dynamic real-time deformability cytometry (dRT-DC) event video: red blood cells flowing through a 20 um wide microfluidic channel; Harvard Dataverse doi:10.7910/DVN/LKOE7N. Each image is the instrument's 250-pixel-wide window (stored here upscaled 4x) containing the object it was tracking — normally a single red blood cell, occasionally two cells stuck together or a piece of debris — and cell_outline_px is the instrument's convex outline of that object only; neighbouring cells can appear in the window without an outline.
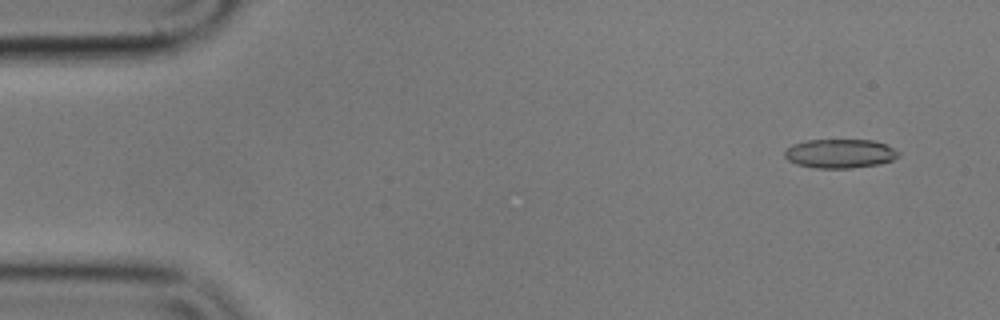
{"species": "common noctule bat (a hibernating species)", "species_latin": "Nyctalus noctula", "temperature_condition": "cold", "stored_images_in_passage": 54, "camera_frame_rate_fps": 3000, "um_per_image_px": 0.085, "animal": {"sex": "male", "body_mass_g": 17.9}, "frame": {"image": 1, "passage_image": 3, "time_ms": 0.667, "image_size_px": [1000, 320], "cell_outline_px": [[900, 156], [892, 160], [880, 164], [852, 168], [816, 168], [796, 164], [788, 160], [784, 156], [784, 152], [792, 144], [808, 140], [872, 140], [884, 144], [900, 152]], "centroid_in_image_um": [71.4, 13.06], "position_along_channel_um": 13.6, "area_um2": 19.25}}
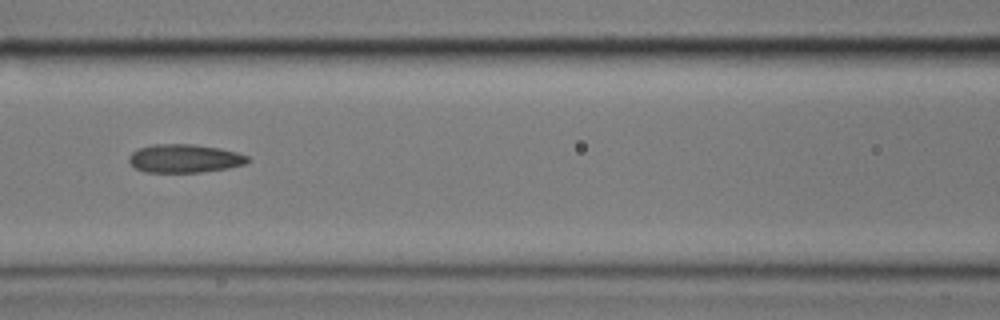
{"frame": {"image": 2, "passage_image": 23, "time_ms": 7.333, "image_size_px": [1000, 320], "cell_outline_px": [[248, 160], [244, 164], [228, 168], [200, 172], [144, 172], [136, 168], [128, 160], [128, 156], [132, 152], [140, 148], [152, 144], [192, 144], [220, 148], [236, 152], [248, 156]], "centroid_in_image_um": [15.66, 13.46], "position_along_channel_um": 150.9, "area_um2": 19.54}}
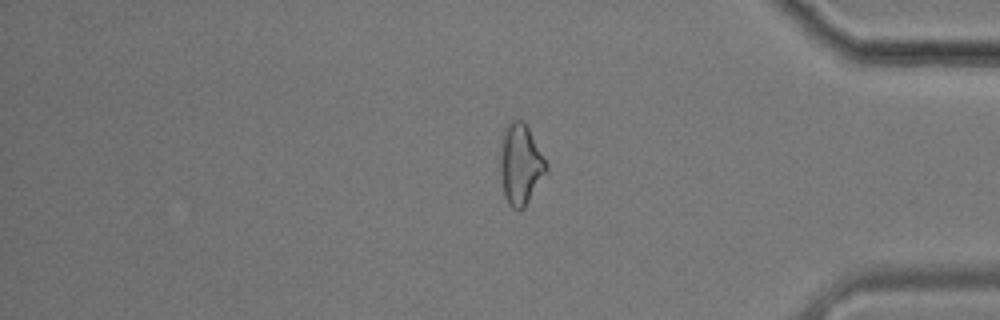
{"frame": {"image": 3, "passage_image": 45, "time_ms": 14.667, "image_size_px": [1000, 320], "cell_outline_px": [[548, 168], [524, 208], [520, 212], [512, 208], [508, 204], [504, 196], [500, 172], [500, 136], [504, 128], [512, 120], [520, 120], [528, 128], [548, 164]], "centroid_in_image_um": [44.2, 13.98], "position_along_channel_um": 391.0, "area_um2": 21.68}, "authors_computed_cell_mechanics": {"area_um2": 20.0277, "velocity_mm_per_s": 3.5981, "shape_relaxation_time_tau1_ms": 9.0944, "shape_relaxation_time_tau2_ms": 4.4397, "deformation_change_tau1": 0.1534, "deformation_change_tau2": 0.1161}}